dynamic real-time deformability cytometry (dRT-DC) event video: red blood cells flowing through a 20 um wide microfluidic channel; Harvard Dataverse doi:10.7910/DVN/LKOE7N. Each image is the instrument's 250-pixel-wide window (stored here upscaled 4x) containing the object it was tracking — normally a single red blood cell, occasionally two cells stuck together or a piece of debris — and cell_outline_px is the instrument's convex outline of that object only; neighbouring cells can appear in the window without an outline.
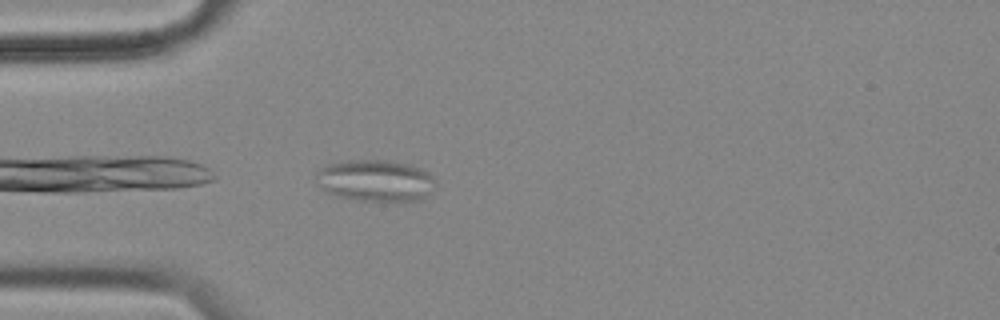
{"species": "common noctule bat (a hibernating species)", "species_latin": "Nyctalus noctula", "temperature_condition": "cold", "stored_images_in_passage": 4, "camera_frame_rate_fps": 3000, "um_per_image_px": 0.085, "animal": {"sex": "female", "body_mass_g": 18.4}, "frame": {"image": 1, "passage_image": 4, "time_ms": 1.0, "image_size_px": [1000, 320], "cell_outline_px": [[436, 184], [432, 192], [416, 200], [356, 200], [340, 196], [328, 192], [316, 184], [316, 172], [320, 168], [328, 164], [348, 160], [384, 160], [408, 164], [428, 172], [436, 180]], "centroid_in_image_um": [31.9, 15.33], "position_along_channel_um": 53.1, "area_um2": 28.73}}